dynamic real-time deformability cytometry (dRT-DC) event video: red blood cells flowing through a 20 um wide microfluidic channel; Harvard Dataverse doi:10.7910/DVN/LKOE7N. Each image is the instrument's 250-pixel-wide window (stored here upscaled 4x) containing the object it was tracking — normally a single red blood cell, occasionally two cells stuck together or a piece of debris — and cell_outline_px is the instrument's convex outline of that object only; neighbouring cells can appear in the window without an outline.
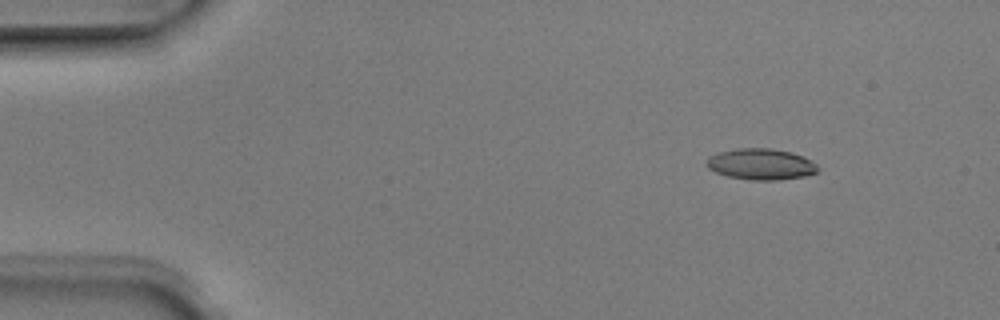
{"species": "Egyptian fruit bat (a non-hibernating species)", "species_latin": "Rousettus aegyptiacus", "temperature_condition": "room temperature", "stored_images_in_passage": 4, "camera_frame_rate_fps": 3000, "um_per_image_px": 0.085, "animal": {"sex": "male"}, "frame": {"image": 1, "passage_image": 1, "time_ms": 0.0, "image_size_px": [1000, 320], "cell_outline_px": [[820, 168], [816, 172], [804, 176], [776, 180], [752, 180], [728, 176], [716, 172], [708, 168], [708, 160], [712, 156], [720, 152], [736, 148], [772, 148], [792, 152], [804, 156], [812, 160]], "centroid_in_image_um": [64.74, 13.95], "position_along_channel_um": 20.3, "area_um2": 20.06}}
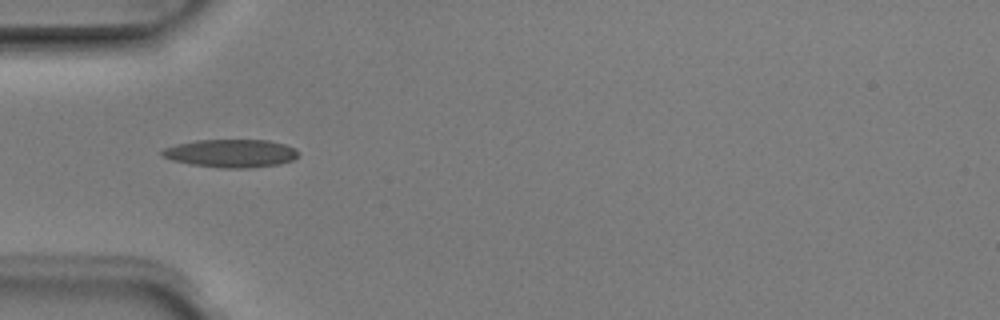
{"frame": {"image": 2, "passage_image": 4, "time_ms": 1.0, "image_size_px": [1000, 320], "cell_outline_px": [[300, 152], [292, 160], [280, 164], [248, 168], [224, 168], [188, 164], [172, 160], [164, 156], [160, 152], [164, 148], [176, 144], [196, 140], [268, 140], [284, 144], [296, 148]], "centroid_in_image_um": [19.64, 13.03], "position_along_channel_um": 65.4, "area_um2": 22.31}}